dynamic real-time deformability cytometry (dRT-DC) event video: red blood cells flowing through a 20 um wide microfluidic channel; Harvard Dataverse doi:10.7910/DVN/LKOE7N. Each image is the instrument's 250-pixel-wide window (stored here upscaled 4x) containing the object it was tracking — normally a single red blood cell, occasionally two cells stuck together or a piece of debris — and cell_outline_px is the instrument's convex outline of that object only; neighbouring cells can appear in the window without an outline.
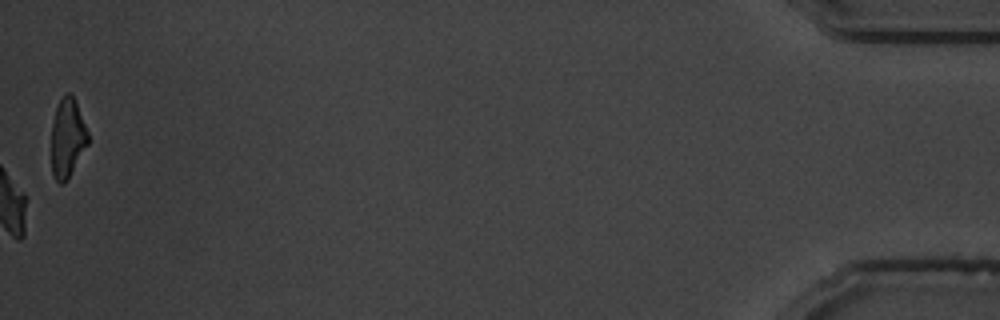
{"species": "common noctule bat (a hibernating species)", "species_latin": "Nyctalus noctula", "temperature_condition": "warm", "stored_images_in_passage": 58, "camera_frame_rate_fps": 3000, "um_per_image_px": 0.085, "animal": {"sex": "male", "body_mass_g": 19.5, "forearm_length_mm": 54.6}, "frame": {"image": 1, "passage_image": 58, "time_ms": 19.0, "image_size_px": [1000, 320], "cell_outline_px": [[88, 144], [64, 184], [60, 184], [56, 180], [52, 172], [52, 124], [56, 108], [64, 92], [68, 92], [72, 96], [76, 104], [88, 132]], "centroid_in_image_um": [5.72, 11.73], "position_along_channel_um": 429.5, "area_um2": 16.47}, "authors_computed_cell_mechanics": {"area_um2": 17.8313, "velocity_mm_per_s": 3.5844, "shape_relaxation_time_tau1_ms": 4.3712, "shape_relaxation_time_tau2_ms": null, "deformation_change_tau1": 0.1903, "deformation_change_tau2": null}}